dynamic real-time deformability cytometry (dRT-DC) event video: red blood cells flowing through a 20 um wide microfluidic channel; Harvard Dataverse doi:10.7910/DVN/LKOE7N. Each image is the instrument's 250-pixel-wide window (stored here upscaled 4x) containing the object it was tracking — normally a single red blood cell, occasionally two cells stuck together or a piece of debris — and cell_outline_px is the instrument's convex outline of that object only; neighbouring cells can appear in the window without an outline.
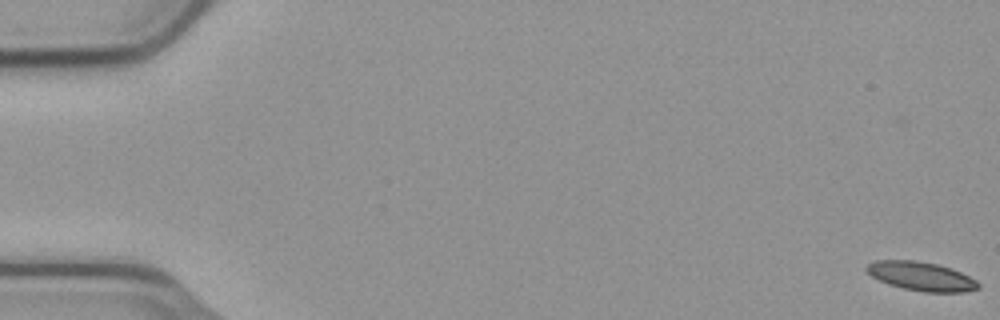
{"species": "common noctule bat (a hibernating species)", "species_latin": "Nyctalus noctula", "temperature_condition": "cold", "stored_images_in_passage": 10, "camera_frame_rate_fps": 3000, "um_per_image_px": 0.085, "animal": {"sex": "male", "body_mass_g": 23.1, "forearm_length_mm": 52.7}, "frame": {"image": 1, "passage_image": 1, "time_ms": 0.0, "image_size_px": [1000, 320], "cell_outline_px": [[980, 288], [964, 292], [924, 292], [904, 288], [888, 284], [872, 276], [864, 268], [868, 264], [876, 260], [916, 260], [936, 264], [952, 268], [976, 280], [980, 284]], "centroid_in_image_um": [78.32, 23.48], "position_along_channel_um": 6.7, "area_um2": 18.73}}